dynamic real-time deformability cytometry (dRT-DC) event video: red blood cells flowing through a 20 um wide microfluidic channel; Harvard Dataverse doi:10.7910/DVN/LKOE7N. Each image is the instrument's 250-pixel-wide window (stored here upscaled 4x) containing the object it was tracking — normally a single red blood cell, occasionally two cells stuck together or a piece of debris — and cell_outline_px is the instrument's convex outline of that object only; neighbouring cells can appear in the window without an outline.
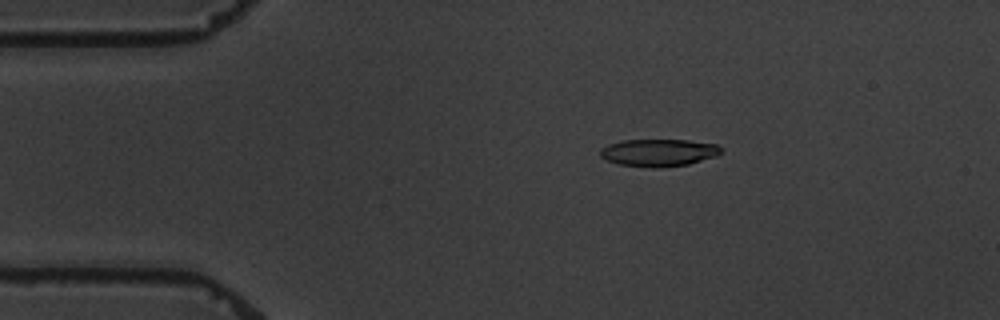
{"species": "common noctule bat (a hibernating species)", "species_latin": "Nyctalus noctula", "temperature_condition": "warm", "stored_images_in_passage": 6, "camera_frame_rate_fps": 3000, "um_per_image_px": 0.085, "animal": {"sex": "male", "body_mass_g": 19.5, "forearm_length_mm": 54.6}, "frame": {"image": 1, "passage_image": 3, "time_ms": 2.333, "image_size_px": [1000, 320], "cell_outline_px": [[724, 152], [716, 156], [688, 164], [660, 168], [648, 168], [616, 164], [604, 160], [600, 156], [600, 148], [608, 144], [624, 140], [688, 140], [716, 144], [724, 148]], "centroid_in_image_um": [55.98, 12.98], "position_along_channel_um": 29.0, "area_um2": 19.65}}
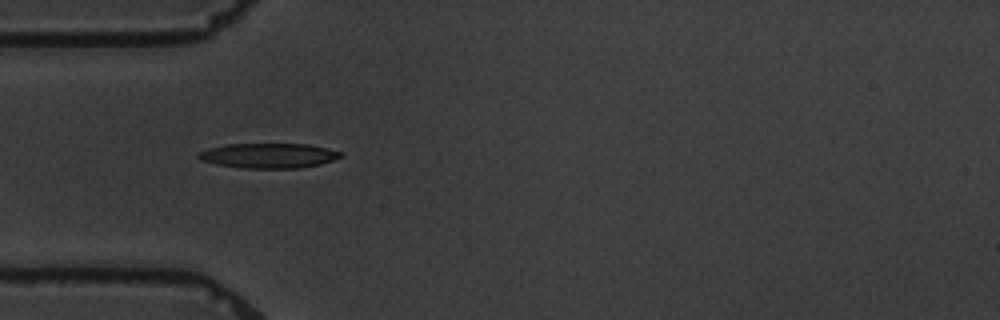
{"frame": {"image": 2, "passage_image": 5, "time_ms": 4.667, "image_size_px": [1000, 320], "cell_outline_px": [[344, 156], [320, 164], [300, 168], [240, 168], [216, 164], [200, 160], [196, 156], [196, 152], [208, 148], [228, 144], [308, 144], [344, 152]], "centroid_in_image_um": [22.81, 13.23], "position_along_channel_um": 62.2, "area_um2": 20.81}}
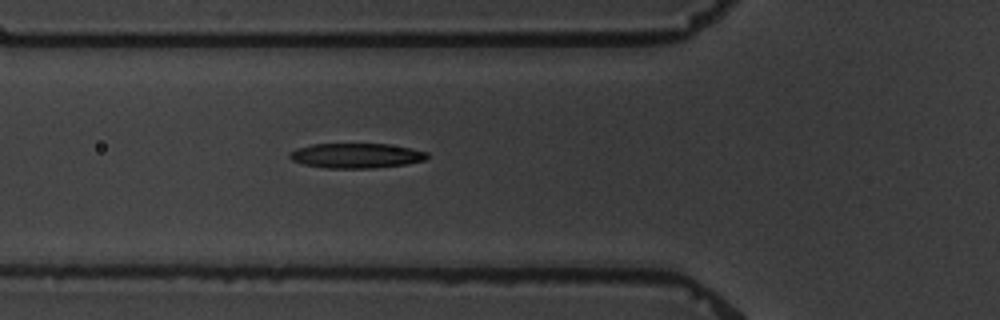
{"frame": {"image": 3, "passage_image": 6, "time_ms": 5.667, "image_size_px": [1000, 320], "cell_outline_px": [[428, 156], [424, 160], [404, 164], [372, 168], [324, 168], [304, 164], [292, 160], [288, 156], [296, 148], [312, 144], [388, 144], [428, 152]], "centroid_in_image_um": [30.25, 13.23], "position_along_channel_um": 95.6, "area_um2": 19.71}}